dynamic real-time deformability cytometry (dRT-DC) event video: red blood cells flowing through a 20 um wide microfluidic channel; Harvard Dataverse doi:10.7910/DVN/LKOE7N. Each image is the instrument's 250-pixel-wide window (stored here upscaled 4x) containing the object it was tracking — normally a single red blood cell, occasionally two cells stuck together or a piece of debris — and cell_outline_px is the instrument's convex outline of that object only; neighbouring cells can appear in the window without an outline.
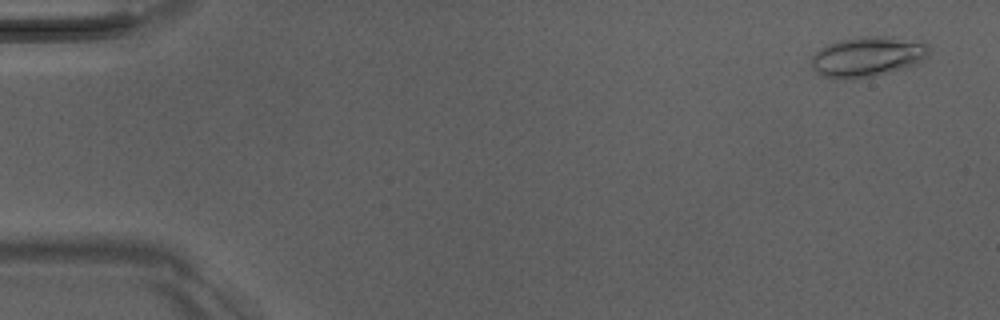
{"species": "Egyptian fruit bat (a non-hibernating species)", "species_latin": "Rousettus aegyptiacus", "temperature_condition": "room temperature", "stored_images_in_passage": 15, "camera_frame_rate_fps": 3000, "um_per_image_px": 0.085, "animal": {"sex": "male"}, "frame": {"image": 1, "passage_image": 3, "time_ms": 0.667, "image_size_px": [1000, 320], "cell_outline_px": [[928, 52], [920, 64], [872, 76], [824, 76], [816, 72], [812, 68], [812, 56], [820, 48], [840, 40], [860, 36], [892, 36], [924, 40], [928, 44]], "centroid_in_image_um": [73.84, 4.75], "position_along_channel_um": 11.2, "area_um2": 27.11}}